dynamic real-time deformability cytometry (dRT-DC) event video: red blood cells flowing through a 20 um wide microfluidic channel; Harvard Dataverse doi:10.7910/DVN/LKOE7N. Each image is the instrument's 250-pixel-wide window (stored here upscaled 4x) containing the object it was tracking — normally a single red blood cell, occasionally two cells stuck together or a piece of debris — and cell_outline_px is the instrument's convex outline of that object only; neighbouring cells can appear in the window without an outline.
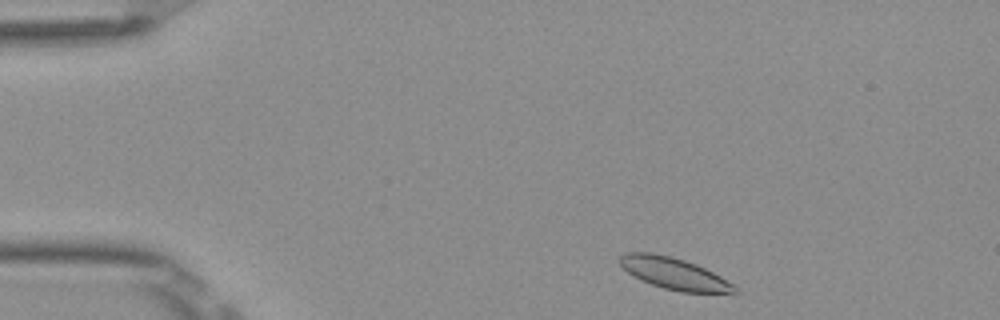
{"species": "Egyptian fruit bat (a non-hibernating species)", "species_latin": "Rousettus aegyptiacus", "temperature_condition": "room temperature", "stored_images_in_passage": 46, "camera_frame_rate_fps": 3000, "um_per_image_px": 0.085, "frame": {"image": 1, "passage_image": 2, "time_ms": 0.333, "image_size_px": [1000, 320], "cell_outline_px": [[740, 292], [736, 296], [680, 292], [664, 288], [640, 280], [628, 272], [620, 264], [620, 256], [624, 252], [652, 252], [684, 260], [696, 264], [736, 284], [740, 288]], "centroid_in_image_um": [57.47, 23.32], "position_along_channel_um": 27.5, "area_um2": 21.96}}
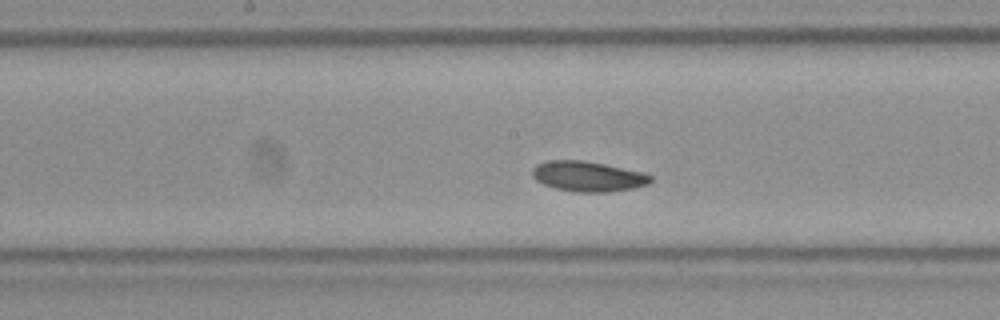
{"frame": {"image": 2, "passage_image": 21, "time_ms": 6.667, "image_size_px": [1000, 320], "cell_outline_px": [[652, 180], [648, 184], [632, 188], [608, 192], [576, 192], [556, 188], [544, 184], [536, 180], [532, 176], [532, 168], [536, 164], [544, 160], [584, 160], [644, 172], [652, 176]], "centroid_in_image_um": [49.95, 14.98], "position_along_channel_um": 198.2, "area_um2": 20.92}}
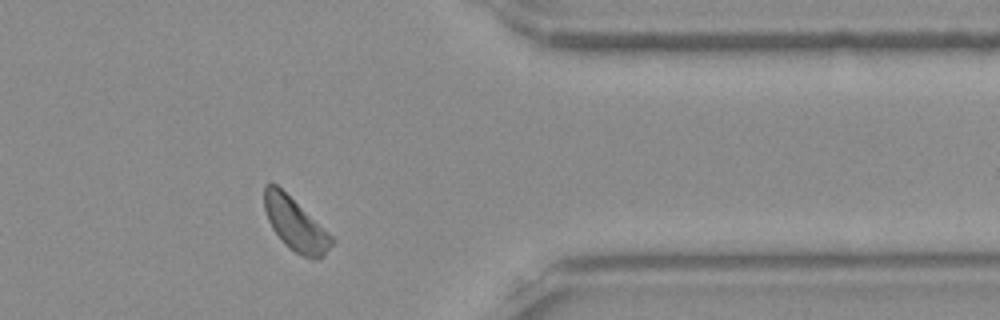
{"frame": {"image": 3, "passage_image": 37, "time_ms": 12.0, "image_size_px": [1000, 320], "cell_outline_px": [[336, 240], [324, 256], [320, 260], [312, 260], [296, 252], [272, 228], [268, 220], [264, 208], [264, 184], [276, 184], [332, 236]], "centroid_in_image_um": [25.13, 19.08], "position_along_channel_um": 386.3, "area_um2": 20.06}, "authors_computed_cell_mechanics": {"area_um2": 21.0681, "velocity_mm_per_s": 3.7984, "shape_relaxation_time_tau1_ms": 3.7857, "shape_relaxation_time_tau2_ms": 6.4699, "deformation_change_tau1": 0.0825, "deformation_change_tau2": 0.1119}}